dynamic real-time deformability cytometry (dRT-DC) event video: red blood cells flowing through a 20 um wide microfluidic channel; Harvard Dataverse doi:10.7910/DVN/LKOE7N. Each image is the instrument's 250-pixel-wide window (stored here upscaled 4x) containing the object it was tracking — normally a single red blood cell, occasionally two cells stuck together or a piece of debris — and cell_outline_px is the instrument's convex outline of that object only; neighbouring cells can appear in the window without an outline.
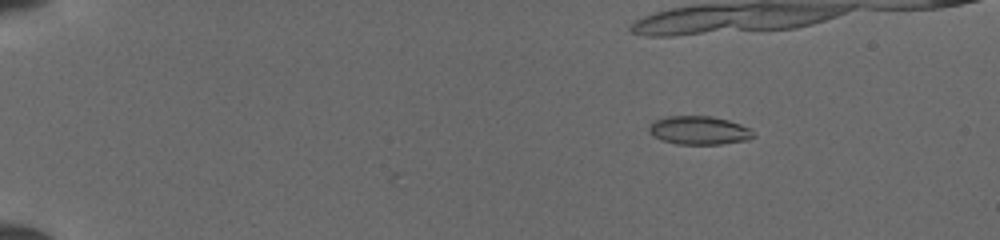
{"species": "common noctule bat (a hibernating species)", "species_latin": "Nyctalus noctula", "temperature_condition": "cold", "stored_images_in_passage": 10, "camera_frame_rate_fps": 3000, "um_per_image_px": 0.085, "animal": {"sex": "female", "body_mass_g": 19.5, "forearm_length_mm": 54.1}, "frame": {"image": 1, "passage_image": 10, "time_ms": 3.0, "image_size_px": [1000, 240], "cell_outline_px": [[756, 136], [748, 140], [720, 144], [676, 144], [660, 140], [652, 136], [648, 132], [648, 128], [656, 120], [668, 116], [712, 116], [728, 120], [740, 124], [748, 128]], "centroid_in_image_um": [59.4, 11.09], "position_along_channel_um": 25.6, "area_um2": 17.34}}